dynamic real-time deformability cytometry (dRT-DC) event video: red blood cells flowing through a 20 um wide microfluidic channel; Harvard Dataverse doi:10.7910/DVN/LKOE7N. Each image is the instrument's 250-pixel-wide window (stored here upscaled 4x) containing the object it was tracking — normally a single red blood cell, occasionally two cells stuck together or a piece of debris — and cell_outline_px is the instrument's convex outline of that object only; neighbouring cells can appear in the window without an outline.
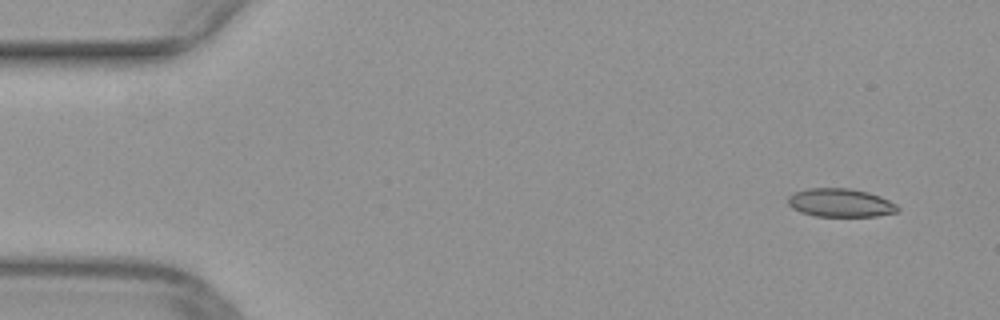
{"species": "common noctule bat (a hibernating species)", "species_latin": "Nyctalus noctula", "temperature_condition": "warm", "stored_images_in_passage": 46, "camera_frame_rate_fps": 3000, "um_per_image_px": 0.085, "animal": {"sex": "female", "body_mass_g": 29.2, "forearm_length_mm": 56.3}, "frame": {"image": 1, "passage_image": 1, "time_ms": 0.0, "image_size_px": [1000, 320], "cell_outline_px": [[900, 208], [896, 212], [876, 216], [816, 216], [800, 212], [792, 208], [788, 204], [788, 196], [796, 192], [808, 188], [848, 188], [868, 192], [880, 196], [896, 204]], "centroid_in_image_um": [71.43, 17.23], "position_along_channel_um": 13.6, "area_um2": 18.09}}
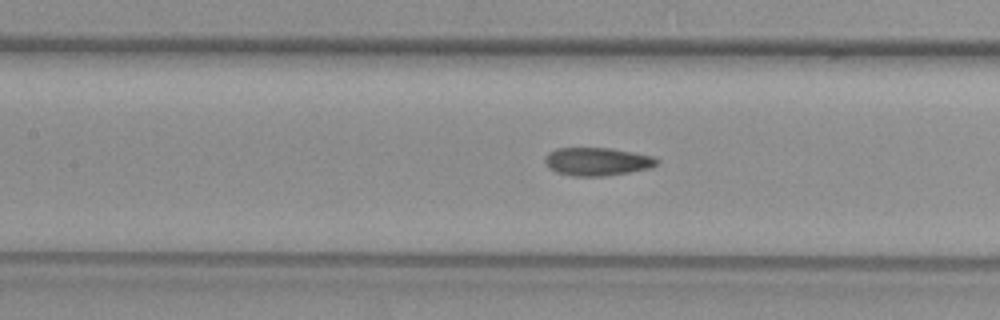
{"frame": {"image": 2, "passage_image": 20, "time_ms": 6.333, "image_size_px": [1000, 320], "cell_outline_px": [[660, 160], [656, 164], [648, 168], [628, 172], [604, 176], [572, 176], [556, 172], [548, 168], [544, 160], [544, 156], [548, 152], [556, 148], [612, 148], [656, 156]], "centroid_in_image_um": [50.74, 13.72], "position_along_channel_um": 156.7, "area_um2": 18.5}}
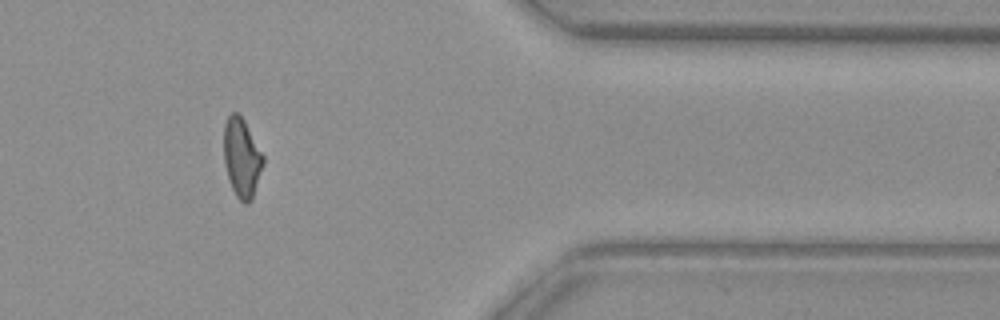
{"frame": {"image": 3, "passage_image": 39, "time_ms": 12.667, "image_size_px": [1000, 320], "cell_outline_px": [[264, 164], [252, 200], [248, 204], [244, 204], [236, 196], [232, 188], [224, 164], [224, 124], [228, 116], [232, 112], [236, 112], [244, 120], [264, 156]], "centroid_in_image_um": [20.56, 13.43], "position_along_channel_um": 390.8, "area_um2": 18.15}}